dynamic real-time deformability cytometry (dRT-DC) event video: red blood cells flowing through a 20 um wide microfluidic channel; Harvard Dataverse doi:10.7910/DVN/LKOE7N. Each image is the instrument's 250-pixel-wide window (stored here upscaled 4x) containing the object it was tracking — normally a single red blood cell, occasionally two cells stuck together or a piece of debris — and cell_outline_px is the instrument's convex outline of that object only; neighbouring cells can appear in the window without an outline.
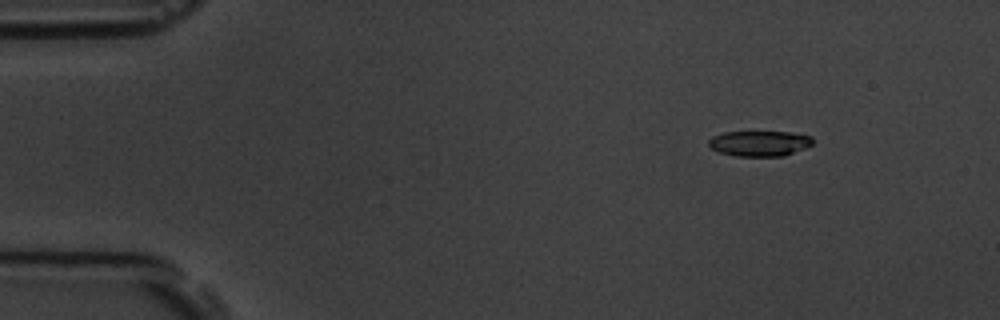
{"species": "common noctule bat (a hibernating species)", "species_latin": "Nyctalus noctula", "temperature_condition": "room temperature", "stored_images_in_passage": 15, "camera_frame_rate_fps": 3000, "um_per_image_px": 0.085, "animal": {"sex": "male", "body_mass_g": 19.5, "forearm_length_mm": 54.6}, "frame": {"image": 1, "passage_image": 2, "time_ms": 1.333, "image_size_px": [1000, 320], "cell_outline_px": [[812, 144], [804, 148], [784, 156], [736, 156], [720, 152], [712, 148], [708, 144], [708, 140], [712, 136], [724, 132], [792, 132], [812, 136]], "centroid_in_image_um": [64.55, 12.18], "position_along_channel_um": 20.4, "area_um2": 15.37}}
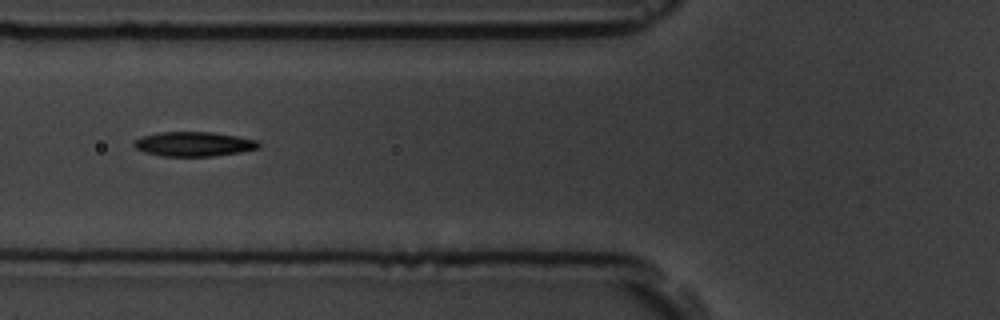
{"frame": {"image": 2, "passage_image": 6, "time_ms": 6.0, "image_size_px": [1000, 320], "cell_outline_px": [[260, 148], [240, 152], [212, 156], [160, 156], [144, 152], [136, 148], [132, 144], [136, 140], [144, 136], [160, 132], [212, 132], [260, 140]], "centroid_in_image_um": [16.51, 12.24], "position_along_channel_um": 109.3, "area_um2": 17.8}}
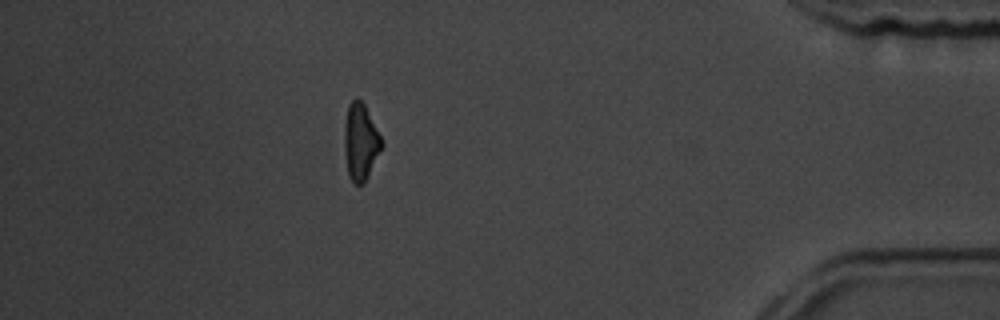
{"frame": {"image": 3, "passage_image": 14, "time_ms": 15.0, "image_size_px": [1000, 320], "cell_outline_px": [[384, 144], [364, 184], [356, 184], [348, 176], [344, 152], [344, 124], [348, 104], [356, 96], [364, 104]], "centroid_in_image_um": [30.63, 12.06], "position_along_channel_um": 404.6, "area_um2": 16.7}, "authors_computed_cell_mechanics": {"area_um2": 17.1088, "velocity_mm_per_s": 3.8058, "shape_relaxation_time_tau1_ms": 5.2818, "shape_relaxation_time_tau2_ms": 7.779, "deformation_change_tau1": 0.1615, "deformation_change_tau2": 0.1537}}